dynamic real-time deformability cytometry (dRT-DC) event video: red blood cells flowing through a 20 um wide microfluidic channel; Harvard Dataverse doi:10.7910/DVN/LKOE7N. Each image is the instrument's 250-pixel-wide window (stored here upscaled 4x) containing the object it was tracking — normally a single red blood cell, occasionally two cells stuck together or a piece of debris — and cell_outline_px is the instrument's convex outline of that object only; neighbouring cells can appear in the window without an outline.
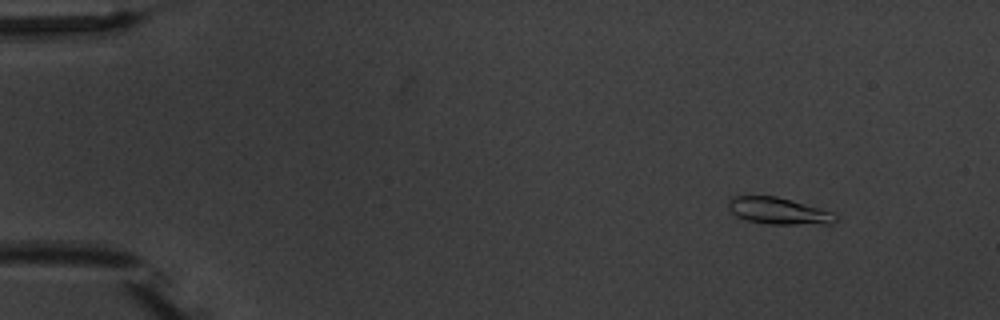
{"species": "common noctule bat (a hibernating species)", "species_latin": "Nyctalus noctula", "temperature_condition": "warm", "stored_images_in_passage": 4, "camera_frame_rate_fps": 3000, "um_per_image_px": 0.085, "animal": {"sex": "male", "body_mass_g": 20.1, "forearm_length_mm": 53.5}, "frame": {"image": 1, "passage_image": 2, "time_ms": 1.333, "image_size_px": [1000, 320], "cell_outline_px": [[836, 220], [832, 224], [764, 224], [748, 220], [736, 216], [728, 208], [728, 200], [732, 196], [776, 196], [832, 212], [836, 216]], "centroid_in_image_um": [66.13, 17.94], "position_along_channel_um": 18.9, "area_um2": 16.53}}